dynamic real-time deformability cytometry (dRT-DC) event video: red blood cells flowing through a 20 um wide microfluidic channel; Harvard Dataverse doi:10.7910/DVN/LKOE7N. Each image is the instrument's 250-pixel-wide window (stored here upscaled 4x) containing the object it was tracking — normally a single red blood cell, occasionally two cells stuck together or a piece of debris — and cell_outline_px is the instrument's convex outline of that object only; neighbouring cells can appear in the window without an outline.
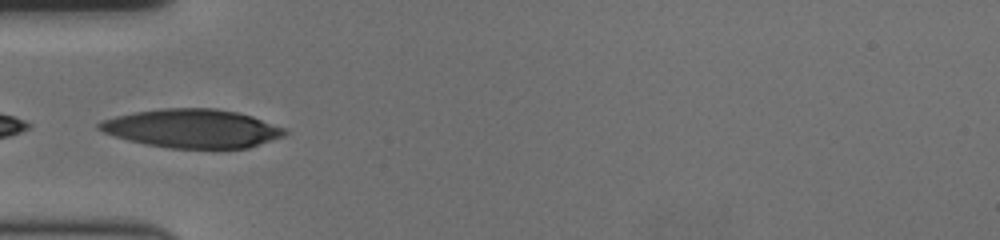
{"species": "human", "species_latin": "Homo sapiens", "temperature_condition": "cold", "stored_images_in_passage": 18, "camera_frame_rate_fps": 3000, "um_per_image_px": 0.085, "donor": {"sex": "female"}, "frame": {"image": 1, "passage_image": 1, "time_ms": 0.0, "image_size_px": [1000, 240], "cell_outline_px": [[280, 132], [252, 144], [240, 148], [196, 148], [160, 144], [128, 136], [104, 128], [104, 124], [128, 116], [148, 112], [224, 112], [244, 116], [256, 120]], "centroid_in_image_um": [16.43, 10.98], "position_along_channel_um": 68.6, "area_um2": 33.52}}
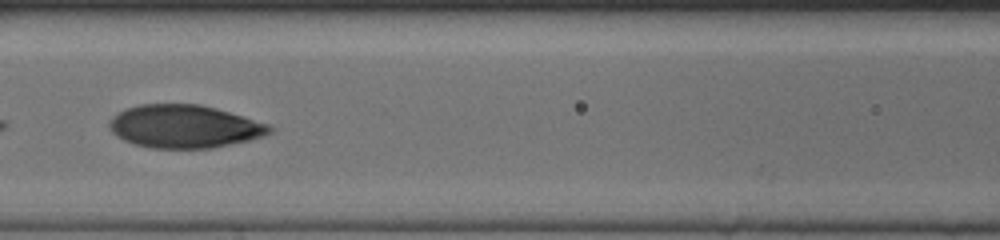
{"frame": {"image": 2, "passage_image": 8, "time_ms": 2.333, "image_size_px": [1000, 240], "cell_outline_px": [[264, 128], [260, 132], [248, 136], [216, 144], [148, 144], [124, 136], [116, 128], [116, 120], [120, 116], [136, 108], [168, 104], [176, 104], [204, 108], [220, 112], [244, 120]], "centroid_in_image_um": [15.53, 10.67], "position_along_channel_um": 151.1, "area_um2": 31.33}}
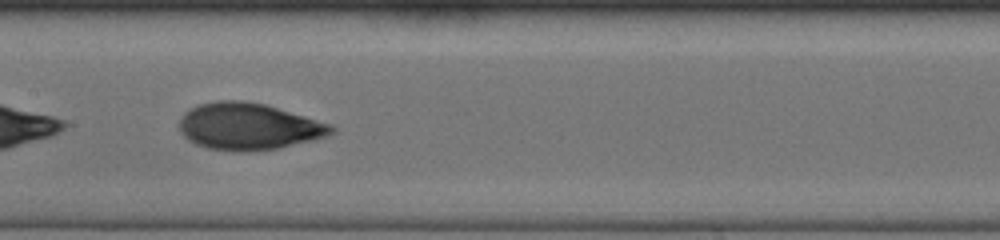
{"frame": {"image": 3, "passage_image": 11, "time_ms": 3.333, "image_size_px": [1000, 240], "cell_outline_px": [[324, 128], [320, 132], [312, 136], [280, 144], [248, 148], [236, 148], [208, 144], [192, 136], [188, 116], [192, 112], [200, 108], [216, 104], [252, 104], [268, 108], [316, 124]], "centroid_in_image_um": [21.05, 10.73], "position_along_channel_um": 186.4, "area_um2": 31.1}}